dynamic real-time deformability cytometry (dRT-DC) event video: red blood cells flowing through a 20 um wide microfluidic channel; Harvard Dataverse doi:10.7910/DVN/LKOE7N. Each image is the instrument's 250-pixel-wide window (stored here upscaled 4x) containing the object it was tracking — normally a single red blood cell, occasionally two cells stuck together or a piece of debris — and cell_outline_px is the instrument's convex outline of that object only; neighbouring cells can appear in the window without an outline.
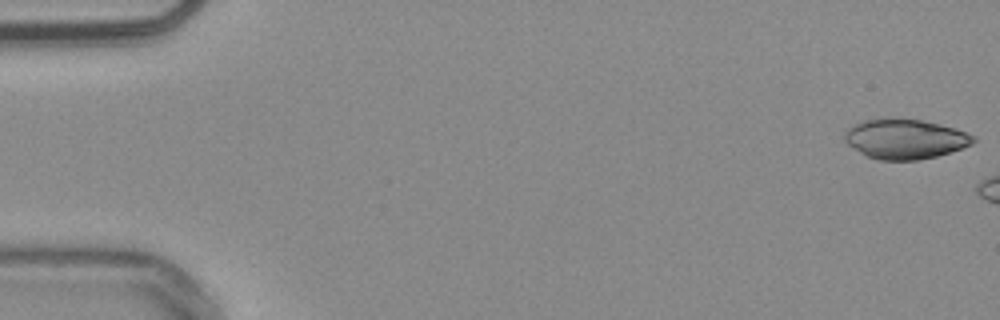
{"species": "common noctule bat (a hibernating species)", "species_latin": "Nyctalus noctula", "temperature_condition": "warm", "stored_images_in_passage": 6, "camera_frame_rate_fps": 3000, "um_per_image_px": 0.085, "animal": {"sex": "male", "body_mass_g": 20.4}, "frame": {"image": 1, "passage_image": 1, "time_ms": 0.0, "image_size_px": [1000, 320], "cell_outline_px": [[976, 140], [972, 144], [936, 156], [916, 160], [880, 160], [868, 156], [860, 152], [848, 144], [844, 140], [844, 132], [848, 128], [864, 120], [920, 120], [940, 124], [976, 136]], "centroid_in_image_um": [76.93, 11.83], "position_along_channel_um": 8.1, "area_um2": 29.02}}